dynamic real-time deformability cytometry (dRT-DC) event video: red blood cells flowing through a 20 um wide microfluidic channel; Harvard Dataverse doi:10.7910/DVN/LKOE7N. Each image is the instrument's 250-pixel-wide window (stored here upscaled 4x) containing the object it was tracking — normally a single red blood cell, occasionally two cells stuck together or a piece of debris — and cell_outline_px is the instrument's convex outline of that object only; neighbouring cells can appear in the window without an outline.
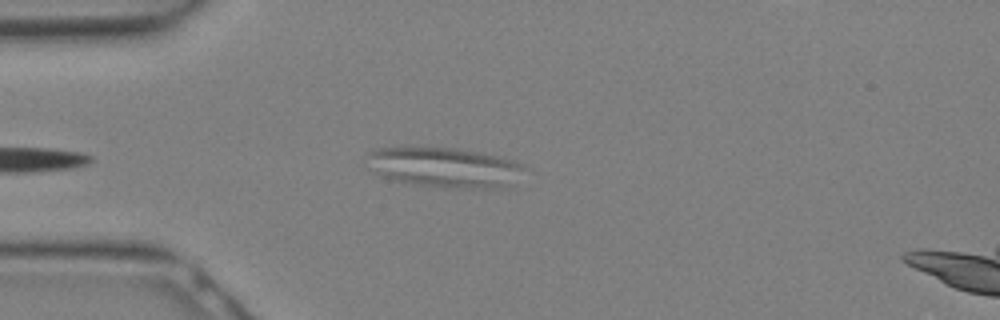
{"species": "Egyptian fruit bat (a non-hibernating species)", "species_latin": "Rousettus aegyptiacus", "temperature_condition": "warm", "stored_images_in_passage": 16, "camera_frame_rate_fps": 3000, "um_per_image_px": 0.085, "animal": {"sex": "female"}, "frame": {"image": 1, "passage_image": 1, "time_ms": 0.0, "image_size_px": [1000, 320], "cell_outline_px": [[528, 168], [504, 188], [456, 188], [416, 184], [396, 180], [380, 176], [368, 168], [364, 156], [372, 148], [400, 144], [408, 144], [460, 148], [480, 152], [512, 160], [524, 164]], "centroid_in_image_um": [37.65, 14.15], "position_along_channel_um": 47.4, "area_um2": 38.21}}
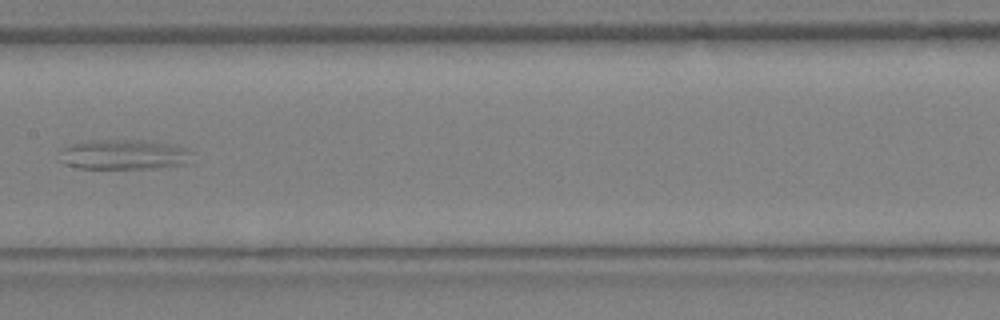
{"frame": {"image": 2, "passage_image": 9, "time_ms": 2.667, "image_size_px": [1000, 320], "cell_outline_px": [[196, 152], [184, 164], [156, 168], [80, 168], [64, 164], [60, 160], [60, 152], [64, 148], [72, 144], [104, 140], [144, 140], [176, 144], [188, 148]], "centroid_in_image_um": [10.62, 13.13], "position_along_channel_um": 196.8, "area_um2": 23.18}}
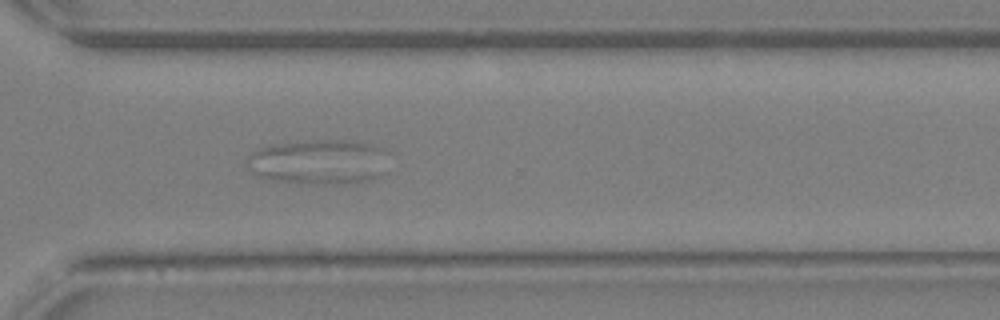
{"frame": {"image": 3, "passage_image": 16, "time_ms": 5.0, "image_size_px": [1000, 320], "cell_outline_px": [[392, 152], [384, 172], [368, 180], [336, 184], [308, 184], [280, 180], [260, 176], [252, 172], [244, 164], [248, 156], [256, 148], [268, 144], [312, 140], [336, 140], [372, 144], [384, 148]], "centroid_in_image_um": [27.12, 13.74], "position_along_channel_um": 343.5, "area_um2": 37.57}}